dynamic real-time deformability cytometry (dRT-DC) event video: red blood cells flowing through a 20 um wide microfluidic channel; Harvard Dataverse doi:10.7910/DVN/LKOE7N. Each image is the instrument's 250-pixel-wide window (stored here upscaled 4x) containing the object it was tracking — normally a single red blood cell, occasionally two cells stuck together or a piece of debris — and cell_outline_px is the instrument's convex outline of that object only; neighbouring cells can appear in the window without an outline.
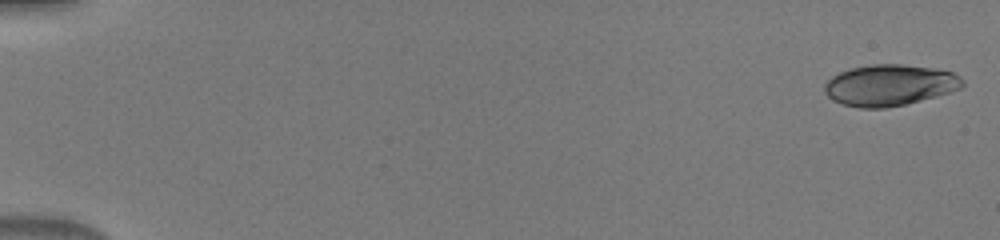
{"species": "human", "species_latin": "Homo sapiens", "temperature_condition": "warm", "stored_images_in_passage": 50, "camera_frame_rate_fps": 3000, "um_per_image_px": 0.085, "donor": {"sex": "male"}, "frame": {"image": 1, "passage_image": 1, "time_ms": 0.0, "image_size_px": [1000, 240], "cell_outline_px": [[964, 84], [960, 88], [936, 96], [904, 104], [884, 108], [860, 108], [844, 104], [832, 100], [824, 92], [824, 84], [832, 76], [840, 72], [852, 68], [872, 64], [900, 64], [932, 68], [952, 72], [960, 76], [964, 80]], "centroid_in_image_um": [75.6, 7.23], "position_along_channel_um": 9.4, "area_um2": 32.89}}
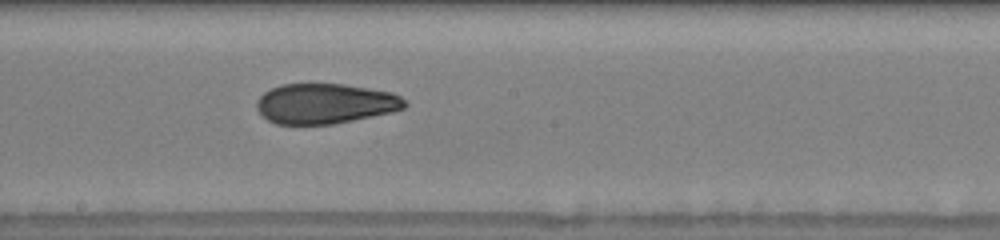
{"frame": {"image": 2, "passage_image": 29, "time_ms": 9.333, "image_size_px": [1000, 240], "cell_outline_px": [[408, 104], [404, 108], [392, 112], [332, 124], [276, 124], [268, 120], [256, 108], [256, 100], [264, 92], [280, 84], [344, 84], [392, 92], [400, 96]], "centroid_in_image_um": [27.63, 8.8], "position_along_channel_um": 220.6, "area_um2": 34.56}}
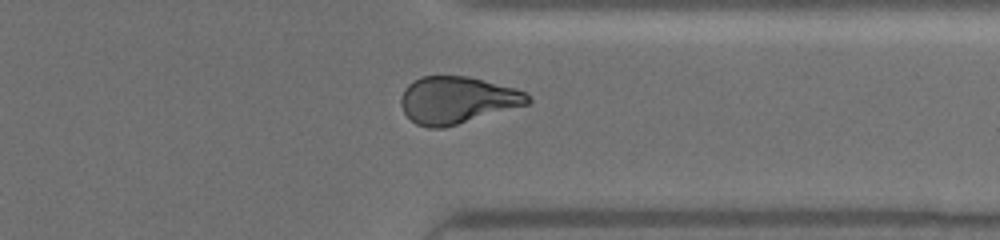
{"frame": {"image": 3, "passage_image": 40, "time_ms": 13.0, "image_size_px": [1000, 240], "cell_outline_px": [[532, 100], [528, 104], [444, 128], [428, 128], [416, 124], [404, 112], [400, 104], [400, 96], [404, 88], [412, 80], [420, 76], [468, 76], [516, 88], [528, 92]], "centroid_in_image_um": [38.85, 8.49], "position_along_channel_um": 372.6, "area_um2": 35.03}}